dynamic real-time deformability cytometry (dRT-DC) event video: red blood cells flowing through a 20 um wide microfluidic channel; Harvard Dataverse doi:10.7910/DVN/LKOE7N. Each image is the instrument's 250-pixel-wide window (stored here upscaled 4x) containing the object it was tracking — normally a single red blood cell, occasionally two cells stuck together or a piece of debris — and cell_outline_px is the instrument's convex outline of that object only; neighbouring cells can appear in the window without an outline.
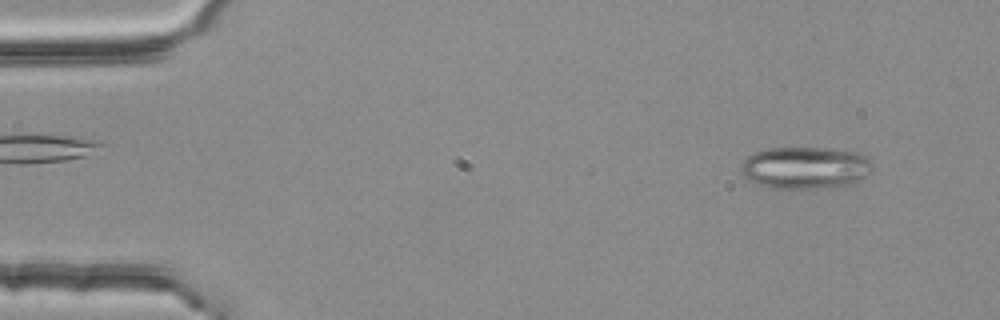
{"species": "common noctule bat (a hibernating species)", "species_latin": "Nyctalus noctula", "temperature_condition": "room temperature", "stored_images_in_passage": 53, "segment_of_instrument_passage": [1, 2], "camera_frame_rate_fps": 3000, "um_per_image_px": 0.085, "animal": {"sex": "female", "body_mass_g": 25.1}, "frame": {"image": 1, "passage_image": 4, "time_ms": 1.0, "image_size_px": [1000, 320], "cell_outline_px": [[872, 164], [864, 176], [852, 184], [836, 188], [772, 188], [756, 184], [748, 180], [740, 172], [740, 164], [748, 156], [756, 152], [768, 148], [824, 148], [856, 152], [868, 156]], "centroid_in_image_um": [68.41, 14.27], "position_along_channel_um": 16.6, "area_um2": 32.37}}